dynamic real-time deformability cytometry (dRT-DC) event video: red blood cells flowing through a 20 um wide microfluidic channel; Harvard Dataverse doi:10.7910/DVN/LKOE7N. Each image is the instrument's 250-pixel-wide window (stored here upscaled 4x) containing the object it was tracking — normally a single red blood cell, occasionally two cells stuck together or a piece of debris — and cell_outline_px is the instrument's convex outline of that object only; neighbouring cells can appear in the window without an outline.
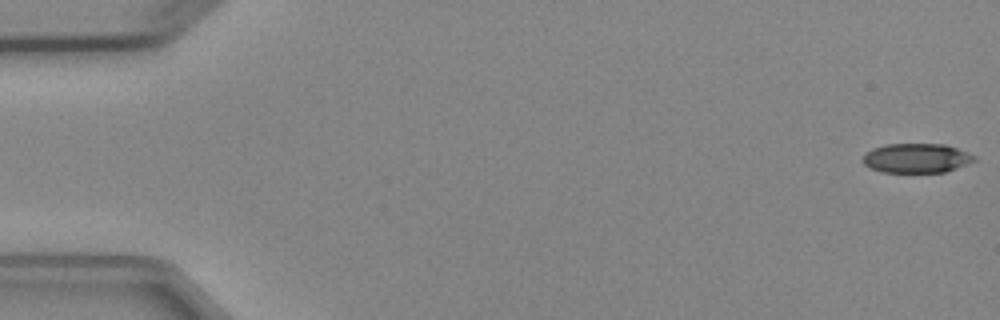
{"species": "Egyptian fruit bat (a non-hibernating species)", "species_latin": "Rousettus aegyptiacus", "temperature_condition": "cold", "stored_images_in_passage": 5, "camera_frame_rate_fps": 3000, "um_per_image_px": 0.085, "animal": {"sex": "female"}, "frame": {"image": 1, "passage_image": 1, "time_ms": 0.0, "image_size_px": [1000, 320], "cell_outline_px": [[976, 160], [968, 164], [944, 172], [880, 172], [864, 164], [860, 160], [864, 152], [872, 148], [884, 144], [944, 144], [968, 152], [976, 156]], "centroid_in_image_um": [77.86, 13.43], "position_along_channel_um": 7.1, "area_um2": 19.31}}
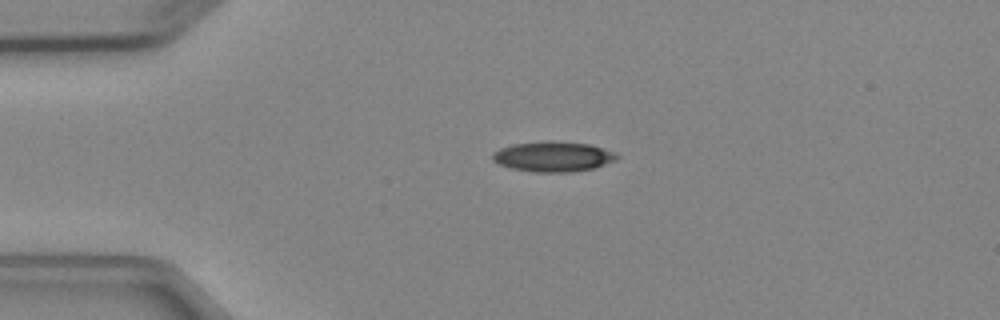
{"frame": {"image": 2, "passage_image": 4, "time_ms": 3.667, "image_size_px": [1000, 320], "cell_outline_px": [[620, 156], [616, 160], [596, 168], [572, 172], [532, 172], [512, 168], [500, 164], [492, 160], [492, 152], [500, 148], [512, 144], [544, 140], [548, 140], [588, 144], [604, 148], [616, 152]], "centroid_in_image_um": [47.03, 13.3], "position_along_channel_um": 38.0, "area_um2": 22.2}}